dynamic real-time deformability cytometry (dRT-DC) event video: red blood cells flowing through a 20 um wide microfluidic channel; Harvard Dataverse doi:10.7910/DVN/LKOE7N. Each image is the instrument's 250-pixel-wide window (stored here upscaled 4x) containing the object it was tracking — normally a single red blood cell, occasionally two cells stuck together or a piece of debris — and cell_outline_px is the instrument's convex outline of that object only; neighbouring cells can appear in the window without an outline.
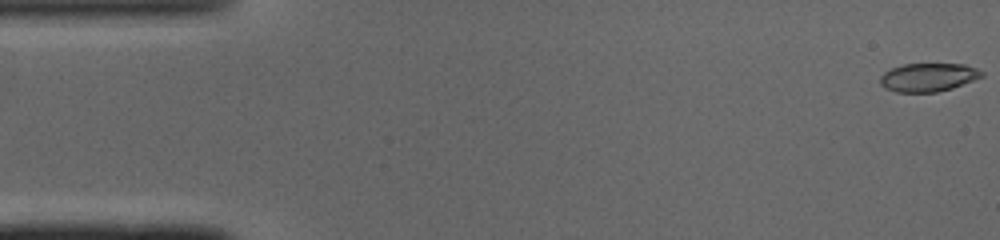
{"species": "common noctule bat (a hibernating species)", "species_latin": "Nyctalus noctula", "temperature_condition": "cold", "stored_images_in_passage": 49, "camera_frame_rate_fps": 3000, "um_per_image_px": 0.085, "animal": {"sex": "male", "body_mass_g": 19.0, "forearm_length_mm": 50.8}, "frame": {"image": 1, "passage_image": 1, "time_ms": 0.0, "image_size_px": [1000, 240], "cell_outline_px": [[984, 76], [952, 88], [936, 92], [896, 92], [884, 88], [880, 84], [880, 76], [884, 72], [892, 68], [904, 64], [964, 64], [976, 68], [984, 72]], "centroid_in_image_um": [78.89, 6.57], "position_along_channel_um": 6.1, "area_um2": 16.82}}
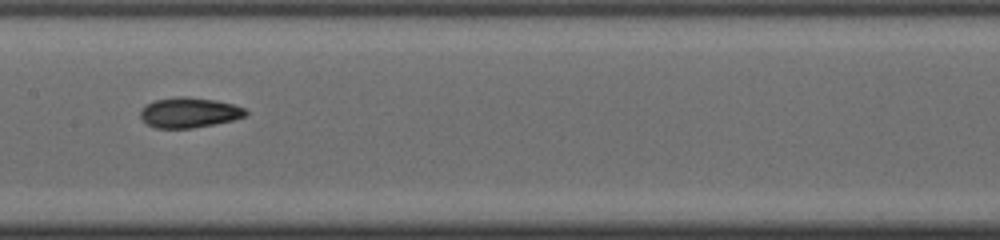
{"frame": {"image": 2, "passage_image": 24, "time_ms": 7.667, "image_size_px": [1000, 240], "cell_outline_px": [[248, 112], [244, 116], [232, 120], [192, 128], [156, 128], [148, 124], [140, 116], [140, 108], [156, 100], [176, 96], [184, 96], [216, 100], [232, 104], [244, 108]], "centroid_in_image_um": [16.06, 9.56], "position_along_channel_um": 191.3, "area_um2": 18.32}}
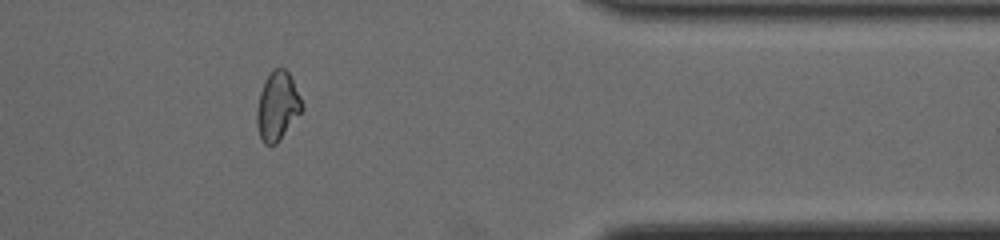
{"frame": {"image": 3, "passage_image": 40, "time_ms": 13.0, "image_size_px": [1000, 240], "cell_outline_px": [[304, 108], [276, 144], [264, 144], [260, 136], [256, 124], [256, 108], [260, 92], [264, 80], [272, 68], [284, 68], [288, 72], [304, 104]], "centroid_in_image_um": [23.56, 9.0], "position_along_channel_um": 387.8, "area_um2": 18.03}, "authors_computed_cell_mechanics": {"area_um2": 17.918, "velocity_mm_per_s": 4.1161, "shape_relaxation_time_tau1_ms": 4.1982, "shape_relaxation_time_tau2_ms": 2.2574, "deformation_change_tau1": 0.1429, "deformation_change_tau2": 0.0805}}